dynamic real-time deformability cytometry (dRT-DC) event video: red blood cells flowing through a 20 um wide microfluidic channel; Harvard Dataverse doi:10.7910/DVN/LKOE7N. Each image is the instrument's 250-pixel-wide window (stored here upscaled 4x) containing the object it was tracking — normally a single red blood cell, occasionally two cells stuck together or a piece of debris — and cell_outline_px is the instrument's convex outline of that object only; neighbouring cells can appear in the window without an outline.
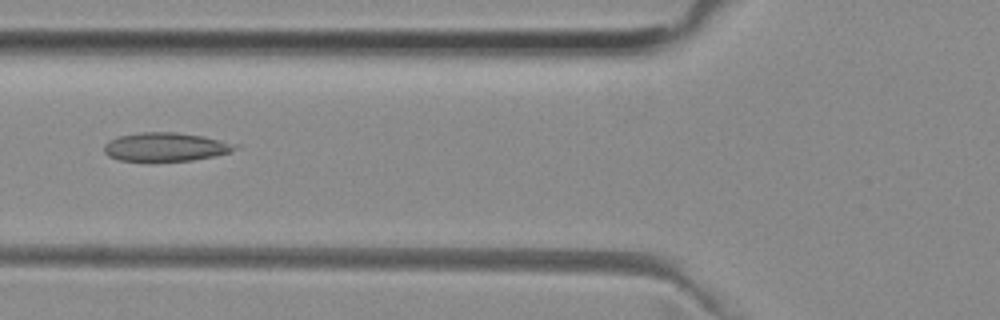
{"species": "common noctule bat (a hibernating species)", "species_latin": "Nyctalus noctula", "temperature_condition": "room temperature", "stored_images_in_passage": 29, "camera_frame_rate_fps": 3000, "um_per_image_px": 0.085, "animal": {"sex": "female", "body_mass_g": 29.2, "forearm_length_mm": 56.3}, "frame": {"image": 1, "passage_image": 4, "time_ms": 1.0, "image_size_px": [1000, 320], "cell_outline_px": [[240, 148], [232, 152], [216, 156], [192, 160], [148, 164], [120, 160], [108, 156], [104, 152], [104, 144], [108, 140], [116, 136], [140, 132], [176, 132], [204, 136], [240, 144]], "centroid_in_image_um": [14.08, 12.52], "position_along_channel_um": 111.7, "area_um2": 23.12}}
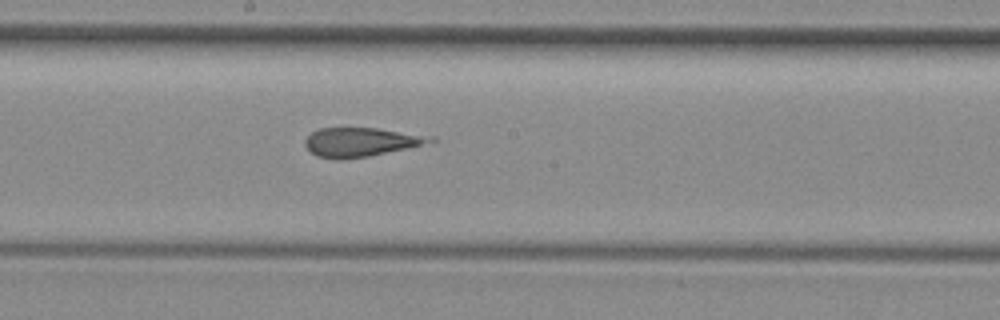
{"frame": {"image": 2, "passage_image": 12, "time_ms": 3.667, "image_size_px": [1000, 320], "cell_outline_px": [[440, 140], [368, 156], [340, 160], [336, 160], [316, 156], [304, 144], [304, 140], [312, 132], [320, 128], [376, 128], [436, 136]], "centroid_in_image_um": [30.67, 12.07], "position_along_channel_um": 217.5, "area_um2": 21.04}}
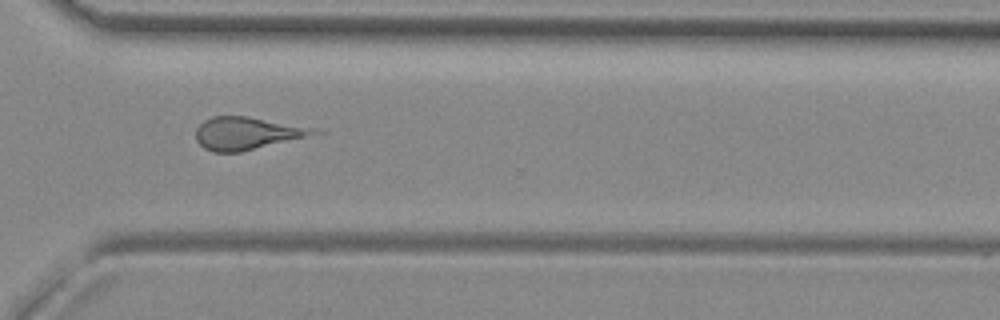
{"frame": {"image": 3, "passage_image": 22, "time_ms": 7.0, "image_size_px": [1000, 320], "cell_outline_px": [[328, 132], [240, 152], [212, 152], [204, 148], [196, 140], [196, 128], [204, 120], [212, 116], [248, 116], [324, 128]], "centroid_in_image_um": [21.13, 11.31], "position_along_channel_um": 349.5, "area_um2": 23.12}}